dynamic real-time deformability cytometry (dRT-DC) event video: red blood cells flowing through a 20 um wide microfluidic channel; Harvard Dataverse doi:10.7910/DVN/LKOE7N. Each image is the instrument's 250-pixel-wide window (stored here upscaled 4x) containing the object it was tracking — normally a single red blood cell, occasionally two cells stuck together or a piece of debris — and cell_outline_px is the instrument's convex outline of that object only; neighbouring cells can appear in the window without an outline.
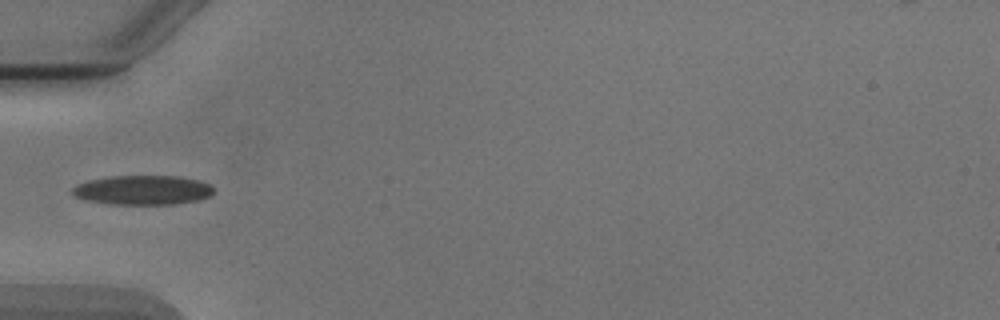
{"species": "Egyptian fruit bat (a non-hibernating species)", "species_latin": "Rousettus aegyptiacus", "temperature_condition": "cold", "stored_images_in_passage": 5, "camera_frame_rate_fps": 3000, "um_per_image_px": 0.085, "animal": {"sex": "male"}, "frame": {"image": 1, "passage_image": 5, "time_ms": 4.667, "image_size_px": [1000, 320], "cell_outline_px": [[212, 192], [208, 196], [200, 200], [176, 204], [108, 204], [88, 200], [76, 196], [72, 192], [72, 188], [76, 184], [88, 180], [112, 176], [176, 176], [196, 180], [208, 184], [212, 188]], "centroid_in_image_um": [12.1, 16.16], "position_along_channel_um": 72.9, "area_um2": 23.99}}